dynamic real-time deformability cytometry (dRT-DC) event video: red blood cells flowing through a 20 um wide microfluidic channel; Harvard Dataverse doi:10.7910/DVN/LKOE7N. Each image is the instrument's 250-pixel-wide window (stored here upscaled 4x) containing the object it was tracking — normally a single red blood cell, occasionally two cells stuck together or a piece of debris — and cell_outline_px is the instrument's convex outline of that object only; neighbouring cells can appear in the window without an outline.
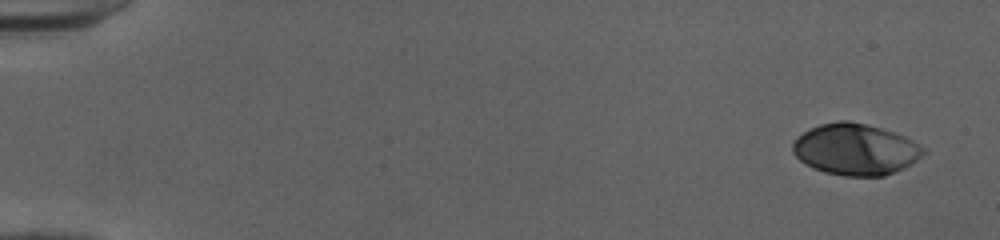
{"species": "human", "species_latin": "Homo sapiens", "temperature_condition": "cold", "stored_images_in_passage": 50, "camera_frame_rate_fps": 3000, "um_per_image_px": 0.085, "donor": {"sex": "female"}, "frame": {"image": 1, "passage_image": 1, "time_ms": 0.0, "image_size_px": [1000, 240], "cell_outline_px": [[924, 152], [916, 160], [904, 168], [884, 176], [844, 176], [824, 172], [812, 168], [800, 160], [792, 152], [792, 144], [796, 136], [820, 124], [840, 120], [848, 120], [880, 128], [904, 136], [920, 144], [924, 148]], "centroid_in_image_um": [72.68, 12.7], "position_along_channel_um": 12.3, "area_um2": 38.96}}
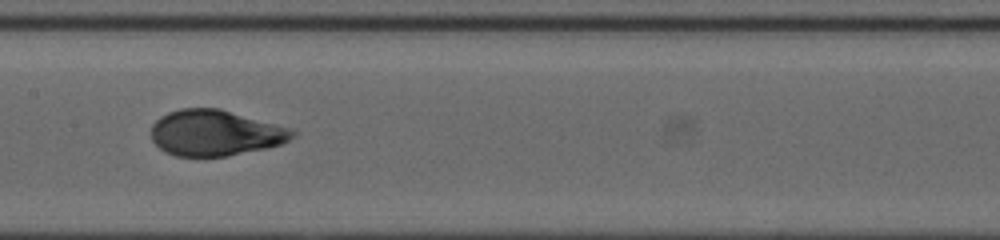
{"frame": {"image": 2, "passage_image": 26, "time_ms": 8.333, "image_size_px": [1000, 240], "cell_outline_px": [[296, 132], [288, 140], [280, 144], [264, 148], [228, 156], [176, 156], [164, 152], [152, 140], [152, 124], [160, 116], [168, 112], [180, 108], [220, 108], [288, 128]], "centroid_in_image_um": [18.23, 11.29], "position_along_channel_um": 189.2, "area_um2": 37.34}}
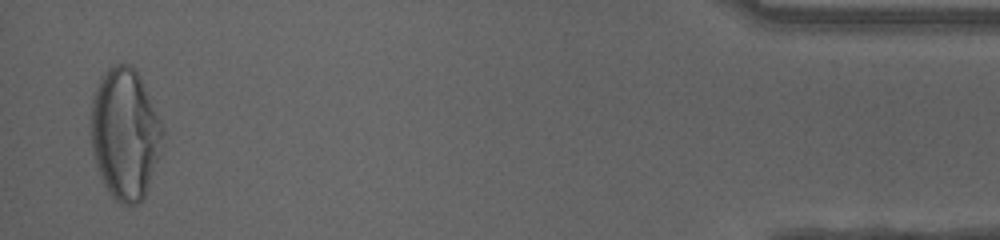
{"frame": {"image": 3, "passage_image": 49, "time_ms": 16.0, "image_size_px": [1000, 240], "cell_outline_px": [[164, 132], [156, 160], [144, 196], [136, 204], [124, 204], [116, 200], [112, 196], [104, 184], [100, 176], [92, 152], [92, 96], [100, 76], [108, 68], [116, 64], [128, 64], [140, 76], [164, 128]], "centroid_in_image_um": [10.6, 11.33], "position_along_channel_um": 424.6, "area_um2": 53.93}, "authors_computed_cell_mechanics": {"area_um2": 38.437, "velocity_mm_per_s": 4.0261, "shape_relaxation_time_tau1_ms": 4.1537, "shape_relaxation_time_tau2_ms": null, "deformation_change_tau1": 0.2255, "deformation_change_tau2": null}}